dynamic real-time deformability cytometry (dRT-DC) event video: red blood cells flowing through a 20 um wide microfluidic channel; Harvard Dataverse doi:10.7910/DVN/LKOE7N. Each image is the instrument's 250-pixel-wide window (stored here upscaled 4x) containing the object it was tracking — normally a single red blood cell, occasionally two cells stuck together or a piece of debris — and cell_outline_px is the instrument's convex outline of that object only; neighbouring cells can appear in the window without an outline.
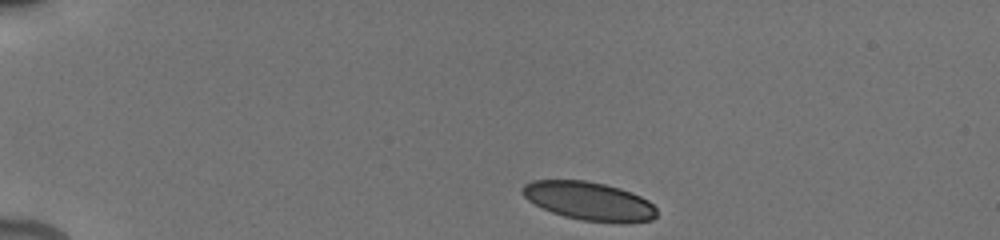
{"species": "human", "species_latin": "Homo sapiens", "temperature_condition": "cold", "stored_images_in_passage": 15, "camera_frame_rate_fps": 3000, "um_per_image_px": 0.085, "donor": {"sex": "male"}, "frame": {"image": 1, "passage_image": 1, "time_ms": 0.0, "image_size_px": [1000, 240], "cell_outline_px": [[656, 216], [652, 220], [624, 224], [620, 224], [580, 220], [564, 216], [552, 212], [528, 200], [520, 192], [524, 184], [532, 180], [584, 180], [604, 184], [620, 188], [632, 192], [648, 200], [656, 208]], "centroid_in_image_um": [50.1, 17.1], "position_along_channel_um": 34.9, "area_um2": 30.35}}
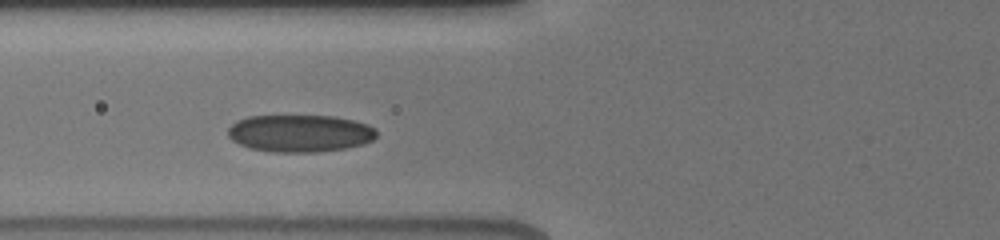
{"frame": {"image": 2, "passage_image": 11, "time_ms": 3.667, "image_size_px": [1000, 240], "cell_outline_px": [[376, 136], [372, 140], [364, 144], [344, 148], [316, 152], [272, 152], [248, 148], [232, 140], [228, 136], [228, 128], [236, 120], [248, 116], [332, 116], [352, 120], [368, 124], [376, 128]], "centroid_in_image_um": [25.48, 11.33], "position_along_channel_um": 100.3, "area_um2": 32.37}}